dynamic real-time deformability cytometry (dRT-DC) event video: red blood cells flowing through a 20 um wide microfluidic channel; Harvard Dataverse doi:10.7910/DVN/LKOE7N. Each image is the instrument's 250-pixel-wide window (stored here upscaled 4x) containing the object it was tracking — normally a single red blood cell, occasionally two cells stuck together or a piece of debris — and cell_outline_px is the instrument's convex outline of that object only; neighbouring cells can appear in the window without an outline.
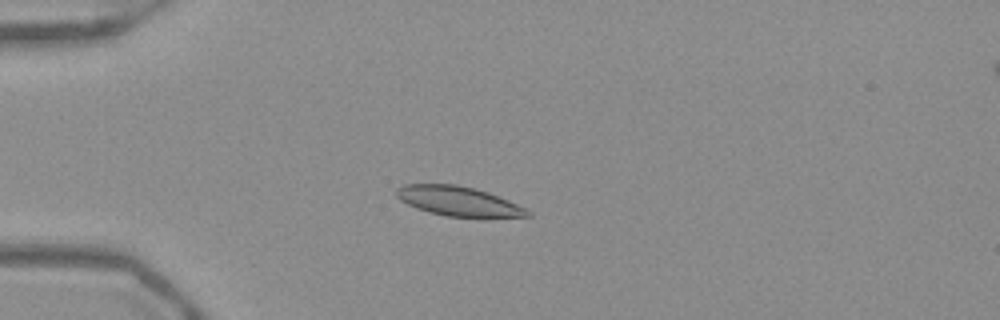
{"species": "Egyptian fruit bat (a non-hibernating species)", "species_latin": "Rousettus aegyptiacus", "temperature_condition": "warm", "stored_images_in_passage": 53, "camera_frame_rate_fps": 3000, "um_per_image_px": 0.085, "frame": {"image": 1, "passage_image": 15, "time_ms": 4.667, "image_size_px": [1000, 320], "cell_outline_px": [[532, 216], [444, 216], [428, 212], [416, 208], [400, 200], [396, 196], [396, 188], [404, 184], [456, 184], [476, 188], [488, 192], [508, 200], [532, 212]], "centroid_in_image_um": [38.91, 17.08], "position_along_channel_um": 46.1, "area_um2": 22.31}}
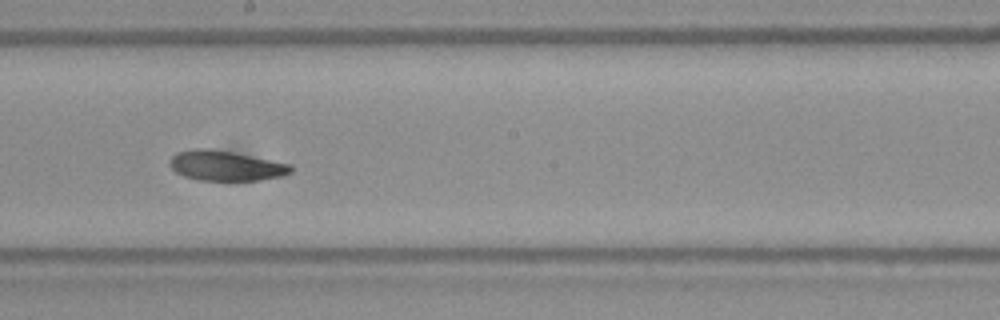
{"frame": {"image": 2, "passage_image": 31, "time_ms": 10.0, "image_size_px": [1000, 320], "cell_outline_px": [[292, 172], [284, 176], [260, 180], [196, 180], [184, 176], [176, 172], [168, 164], [168, 160], [176, 152], [192, 148], [212, 148], [292, 164]], "centroid_in_image_um": [19.17, 14.08], "position_along_channel_um": 229.0, "area_um2": 21.44}}
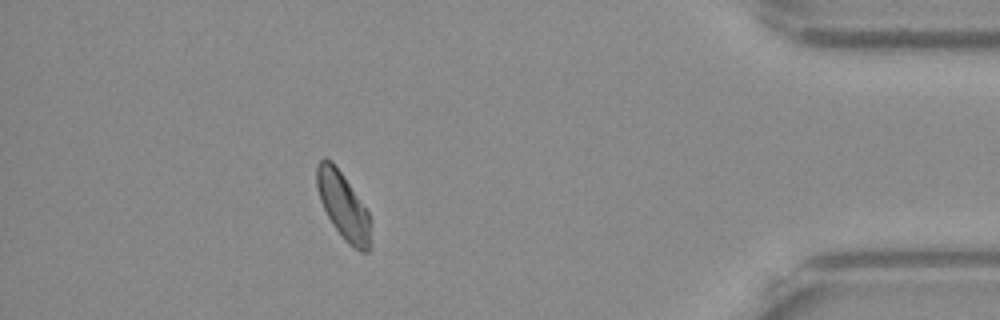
{"frame": {"image": 3, "passage_image": 48, "time_ms": 15.667, "image_size_px": [1000, 320], "cell_outline_px": [[372, 248], [368, 252], [360, 252], [348, 244], [344, 240], [332, 224], [320, 200], [316, 184], [316, 164], [324, 156], [332, 160], [368, 212], [372, 220]], "centroid_in_image_um": [29.21, 17.55], "position_along_channel_um": 406.0, "area_um2": 21.33}, "authors_computed_cell_mechanics": {"area_um2": 21.8484, "velocity_mm_per_s": 3.8872, "shape_relaxation_time_tau1_ms": null, "shape_relaxation_time_tau2_ms": 4.5182, "deformation_change_tau1": null, "deformation_change_tau2": 0.0939}}